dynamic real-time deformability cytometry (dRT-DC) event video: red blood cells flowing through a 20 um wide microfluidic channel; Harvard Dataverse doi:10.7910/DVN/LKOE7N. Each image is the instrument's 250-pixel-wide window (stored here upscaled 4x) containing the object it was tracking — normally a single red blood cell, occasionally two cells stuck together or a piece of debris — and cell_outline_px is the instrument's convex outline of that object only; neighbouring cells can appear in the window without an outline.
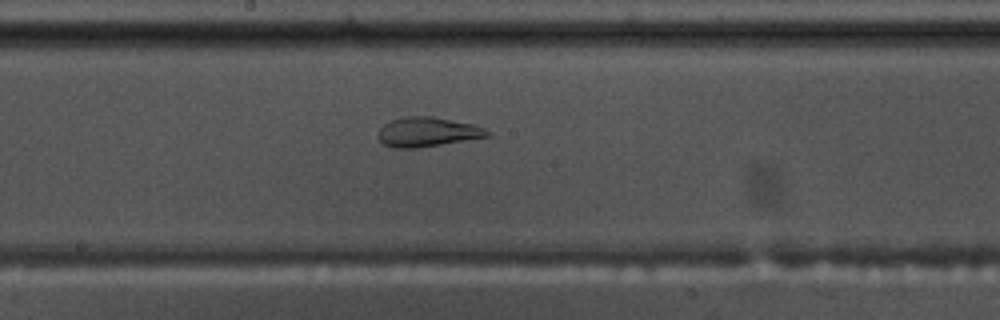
{"species": "common noctule bat (a hibernating species)", "species_latin": "Nyctalus noctula", "temperature_condition": "warm", "stored_images_in_passage": 57, "camera_frame_rate_fps": 3000, "um_per_image_px": 0.085, "animal": {"sex": "male", "body_mass_g": 17.5, "forearm_length_mm": 52.3}, "frame": {"image": 1, "passage_image": 31, "time_ms": 10.0, "image_size_px": [1000, 320], "cell_outline_px": [[492, 136], [420, 148], [392, 148], [384, 144], [376, 136], [380, 128], [384, 124], [392, 120], [408, 116], [432, 116], [472, 124], [484, 128], [492, 132]], "centroid_in_image_um": [36.35, 11.23], "position_along_channel_um": 211.9, "area_um2": 18.96}}
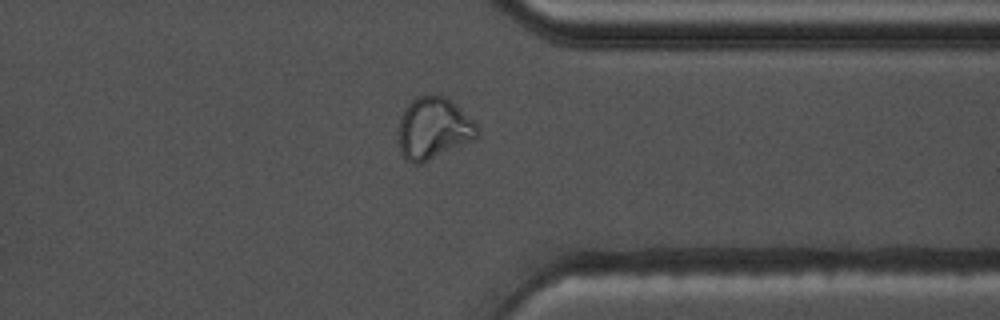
{"frame": {"image": 2, "passage_image": 45, "time_ms": 14.667, "image_size_px": [1000, 320], "cell_outline_px": [[480, 136], [472, 140], [420, 164], [412, 164], [404, 160], [400, 152], [400, 120], [404, 108], [416, 96], [444, 96], [456, 104], [480, 128]], "centroid_in_image_um": [36.85, 10.93], "position_along_channel_um": 374.5, "area_um2": 28.09}}
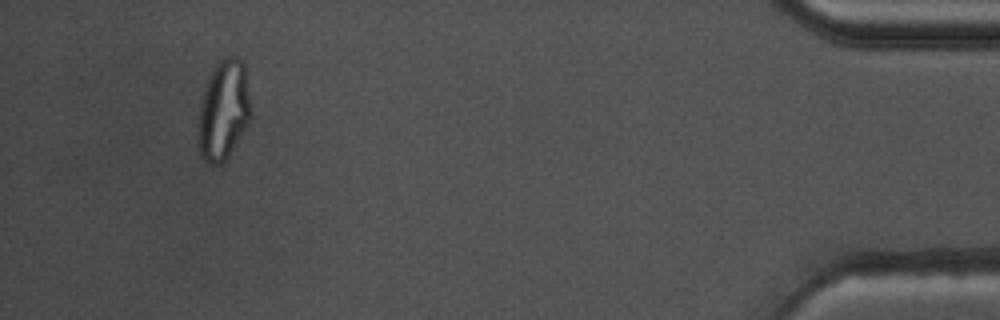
{"frame": {"image": 3, "passage_image": 54, "time_ms": 17.667, "image_size_px": [1000, 320], "cell_outline_px": [[252, 116], [248, 124], [228, 156], [220, 164], [212, 164], [204, 160], [200, 152], [196, 124], [200, 96], [208, 76], [212, 68], [224, 56], [232, 52], [244, 64], [252, 112]], "centroid_in_image_um": [18.97, 9.3], "position_along_channel_um": 416.2, "area_um2": 31.44}, "authors_computed_cell_mechanics": {"area_um2": 26.2412, "velocity_mm_per_s": 3.5493, "shape_relaxation_time_tau1_ms": null, "shape_relaxation_time_tau2_ms": 1.2544, "deformation_change_tau1": null, "deformation_change_tau2": 0.0842}}